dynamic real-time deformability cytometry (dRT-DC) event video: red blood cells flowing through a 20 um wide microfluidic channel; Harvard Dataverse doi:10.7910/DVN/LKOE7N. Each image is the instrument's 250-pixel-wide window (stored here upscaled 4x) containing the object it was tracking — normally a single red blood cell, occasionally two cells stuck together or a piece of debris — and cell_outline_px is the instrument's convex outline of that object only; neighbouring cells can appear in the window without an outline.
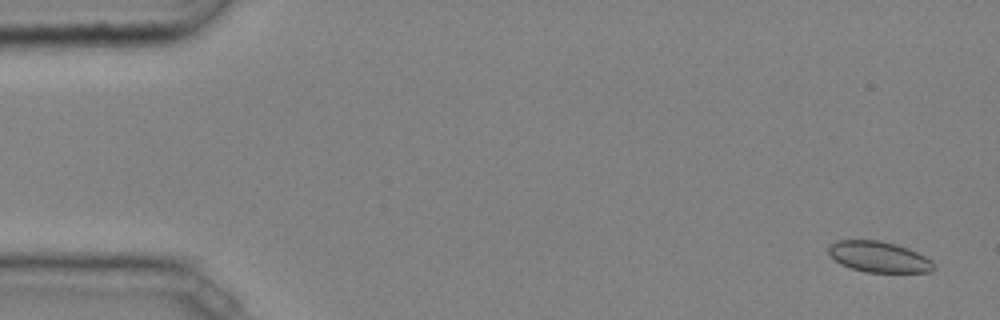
{"species": "common noctule bat (a hibernating species)", "species_latin": "Nyctalus noctula", "temperature_condition": "cold", "stored_images_in_passage": 47, "camera_frame_rate_fps": 3000, "um_per_image_px": 0.085, "animal": {"sex": "male", "body_mass_g": 20.4}, "frame": {"image": 1, "passage_image": 2, "time_ms": 0.333, "image_size_px": [1000, 320], "cell_outline_px": [[936, 268], [932, 272], [864, 272], [840, 264], [828, 256], [828, 244], [836, 240], [880, 240], [896, 244], [908, 248], [932, 260], [936, 264]], "centroid_in_image_um": [74.68, 21.83], "position_along_channel_um": 10.3, "area_um2": 19.25}}
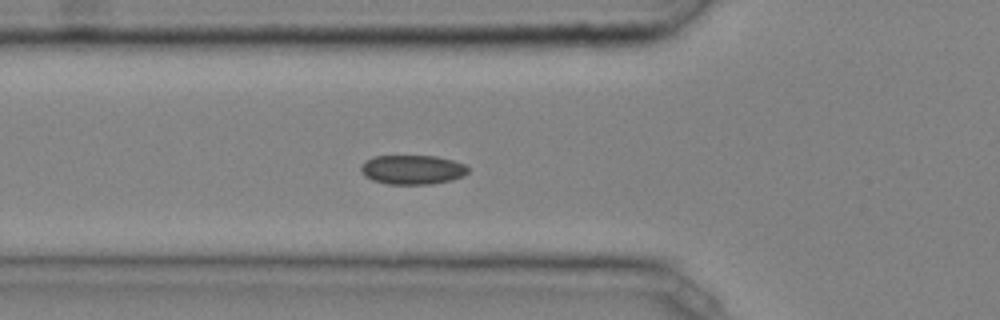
{"frame": {"image": 2, "passage_image": 17, "time_ms": 5.333, "image_size_px": [1000, 320], "cell_outline_px": [[468, 172], [464, 176], [452, 180], [432, 184], [388, 184], [372, 180], [364, 176], [360, 172], [360, 168], [368, 160], [376, 156], [436, 156], [452, 160], [464, 164], [468, 168]], "centroid_in_image_um": [35.07, 14.43], "position_along_channel_um": 90.7, "area_um2": 18.26}}
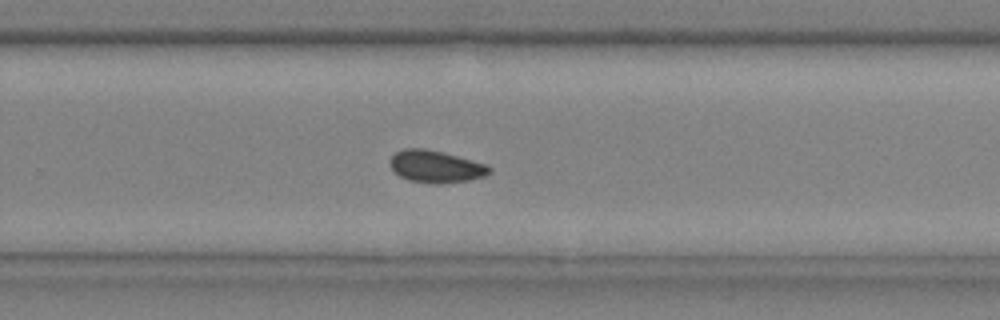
{"frame": {"image": 3, "passage_image": 32, "time_ms": 10.333, "image_size_px": [1000, 320], "cell_outline_px": [[492, 172], [484, 176], [468, 180], [440, 184], [436, 184], [408, 180], [400, 176], [392, 168], [388, 160], [396, 152], [404, 148], [424, 148], [444, 152], [488, 164], [492, 168]], "centroid_in_image_um": [37.06, 14.15], "position_along_channel_um": 292.7, "area_um2": 18.79}, "authors_computed_cell_mechanics": {"area_um2": 18.7272, "velocity_mm_per_s": 4.0397, "shape_relaxation_time_tau1_ms": 2.8261, "shape_relaxation_time_tau2_ms": 3.4817, "deformation_change_tau1": 0.0408, "deformation_change_tau2": 0.0711}}